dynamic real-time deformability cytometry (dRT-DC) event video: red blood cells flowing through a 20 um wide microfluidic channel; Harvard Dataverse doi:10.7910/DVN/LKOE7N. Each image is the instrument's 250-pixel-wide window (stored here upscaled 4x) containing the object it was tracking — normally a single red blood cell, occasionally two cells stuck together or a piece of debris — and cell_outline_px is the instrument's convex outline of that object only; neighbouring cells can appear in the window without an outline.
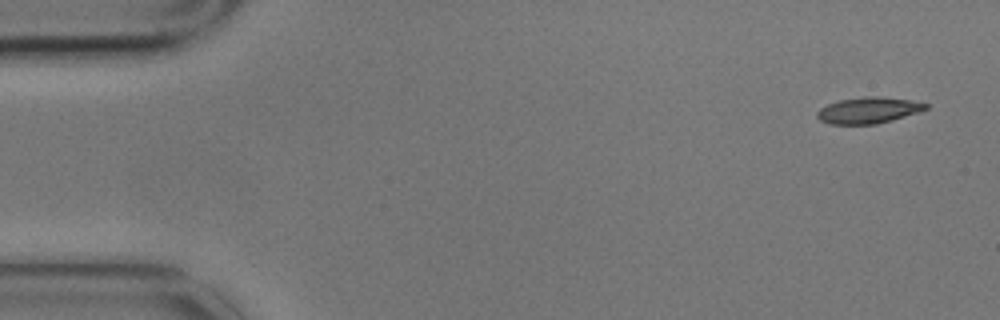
{"species": "common noctule bat (a hibernating species)", "species_latin": "Nyctalus noctula", "temperature_condition": "cold", "stored_images_in_passage": 5, "camera_frame_rate_fps": 3000, "um_per_image_px": 0.085, "animal": {"sex": "male", "body_mass_g": 17.9}, "frame": {"image": 1, "passage_image": 1, "time_ms": 0.0, "image_size_px": [1000, 320], "cell_outline_px": [[928, 108], [892, 120], [876, 124], [828, 124], [820, 120], [816, 116], [816, 112], [820, 108], [828, 104], [840, 100], [864, 96], [880, 96], [908, 100], [928, 104]], "centroid_in_image_um": [73.76, 9.37], "position_along_channel_um": 11.2, "area_um2": 16.42}}
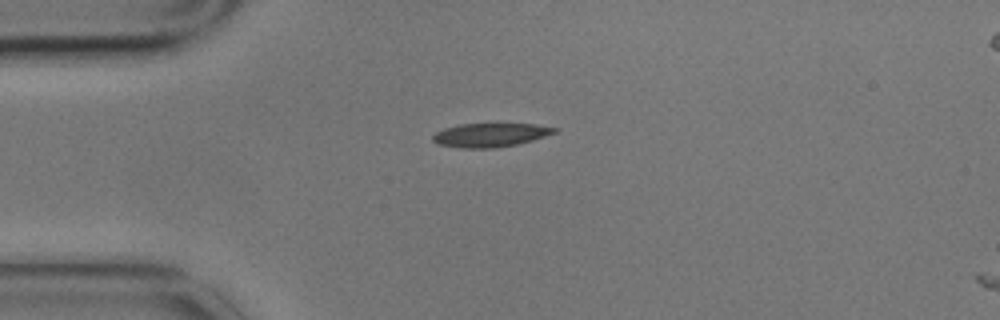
{"frame": {"image": 2, "passage_image": 4, "time_ms": 1.0, "image_size_px": [1000, 320], "cell_outline_px": [[556, 132], [532, 140], [516, 144], [496, 148], [460, 148], [436, 144], [432, 140], [432, 136], [436, 132], [444, 128], [460, 124], [536, 124], [556, 128]], "centroid_in_image_um": [41.61, 11.48], "position_along_channel_um": 43.4, "area_um2": 16.76}}